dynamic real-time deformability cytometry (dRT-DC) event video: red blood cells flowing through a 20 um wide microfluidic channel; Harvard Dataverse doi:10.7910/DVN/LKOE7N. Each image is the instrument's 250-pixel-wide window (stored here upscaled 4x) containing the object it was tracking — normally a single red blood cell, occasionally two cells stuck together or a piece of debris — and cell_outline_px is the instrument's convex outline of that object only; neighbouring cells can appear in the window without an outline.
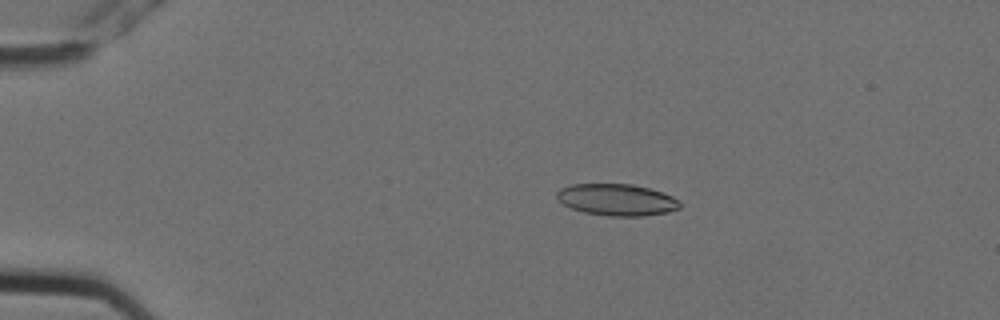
{"species": "Egyptian fruit bat (a non-hibernating species)", "species_latin": "Rousettus aegyptiacus", "temperature_condition": "cold", "stored_images_in_passage": 5, "camera_frame_rate_fps": 3000, "um_per_image_px": 0.085, "animal": {"sex": "female"}, "frame": {"image": 1, "passage_image": 1, "time_ms": 0.0, "image_size_px": [1000, 320], "cell_outline_px": [[680, 208], [668, 212], [644, 216], [608, 216], [584, 212], [572, 208], [564, 204], [556, 196], [556, 192], [560, 188], [572, 184], [632, 184], [648, 188], [672, 196], [680, 204]], "centroid_in_image_um": [52.41, 16.98], "position_along_channel_um": 32.6, "area_um2": 22.54}}
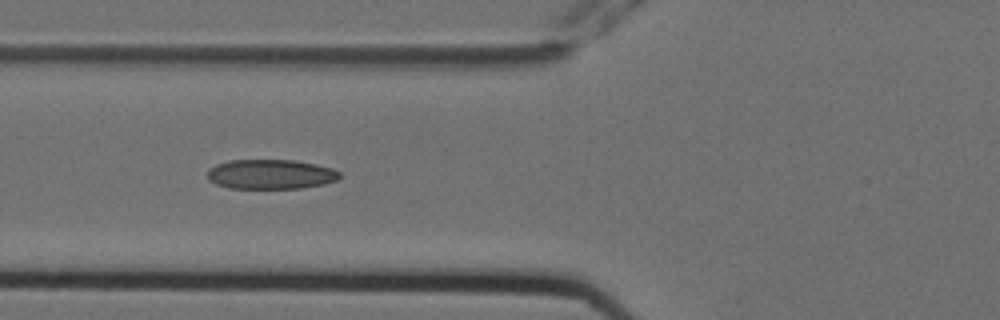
{"frame": {"image": 2, "passage_image": 4, "time_ms": 1.0, "image_size_px": [1000, 320], "cell_outline_px": [[340, 176], [336, 180], [324, 184], [300, 188], [228, 188], [216, 184], [208, 180], [208, 168], [216, 164], [228, 160], [292, 160], [316, 164], [332, 168], [340, 172]], "centroid_in_image_um": [22.98, 14.81], "position_along_channel_um": 102.8, "area_um2": 22.89}}
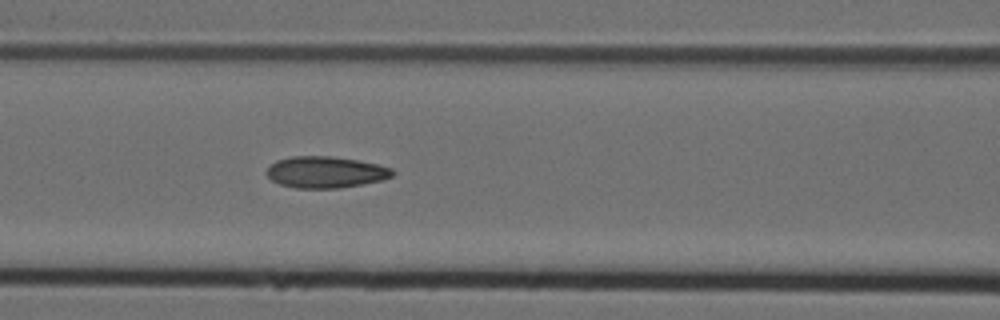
{"frame": {"image": 3, "passage_image": 5, "time_ms": 1.333, "image_size_px": [1000, 320], "cell_outline_px": [[396, 172], [392, 176], [380, 180], [340, 188], [296, 188], [280, 184], [272, 180], [264, 172], [276, 160], [292, 156], [332, 156], [356, 160], [376, 164], [392, 168]], "centroid_in_image_um": [27.65, 14.63], "position_along_channel_um": 138.9, "area_um2": 22.95}}